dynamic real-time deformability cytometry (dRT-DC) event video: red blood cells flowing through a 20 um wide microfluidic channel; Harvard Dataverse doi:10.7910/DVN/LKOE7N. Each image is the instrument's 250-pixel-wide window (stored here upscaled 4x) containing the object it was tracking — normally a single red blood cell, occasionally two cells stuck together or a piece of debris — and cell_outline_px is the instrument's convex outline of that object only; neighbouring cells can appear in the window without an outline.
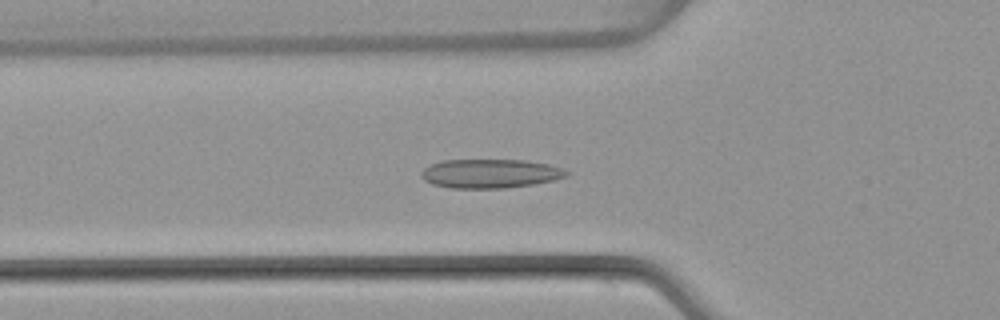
{"species": "common noctule bat (a hibernating species)", "species_latin": "Nyctalus noctula", "temperature_condition": "warm", "stored_images_in_passage": 51, "camera_frame_rate_fps": 3000, "um_per_image_px": 0.085, "animal": {"sex": "female", "body_mass_g": 22.7, "forearm_length_mm": 54.2}, "frame": {"image": 1, "passage_image": 18, "time_ms": 5.667, "image_size_px": [1000, 320], "cell_outline_px": [[568, 176], [552, 180], [532, 184], [504, 188], [452, 188], [432, 184], [424, 180], [420, 176], [420, 172], [424, 168], [432, 164], [444, 160], [524, 160], [548, 164], [564, 168], [568, 172]], "centroid_in_image_um": [41.65, 14.75], "position_along_channel_um": 84.1, "area_um2": 24.45}}
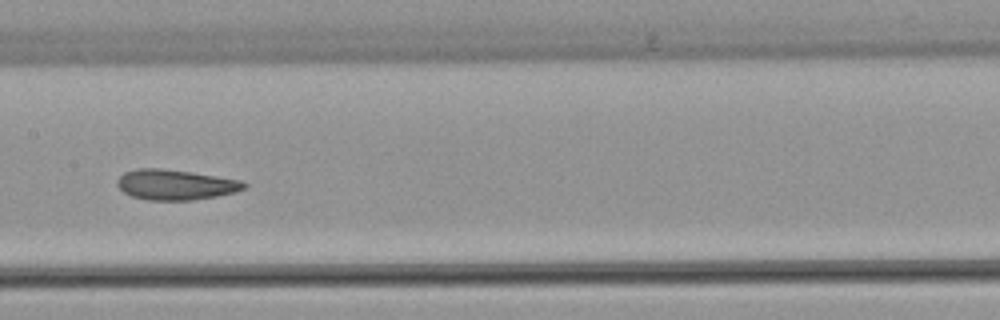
{"frame": {"image": 2, "passage_image": 26, "time_ms": 8.333, "image_size_px": [1000, 320], "cell_outline_px": [[248, 184], [244, 188], [236, 192], [216, 196], [192, 200], [148, 200], [132, 196], [124, 192], [116, 184], [116, 180], [124, 172], [136, 168], [160, 168], [192, 172], [244, 180]], "centroid_in_image_um": [14.93, 15.69], "position_along_channel_um": 192.5, "area_um2": 22.54}}
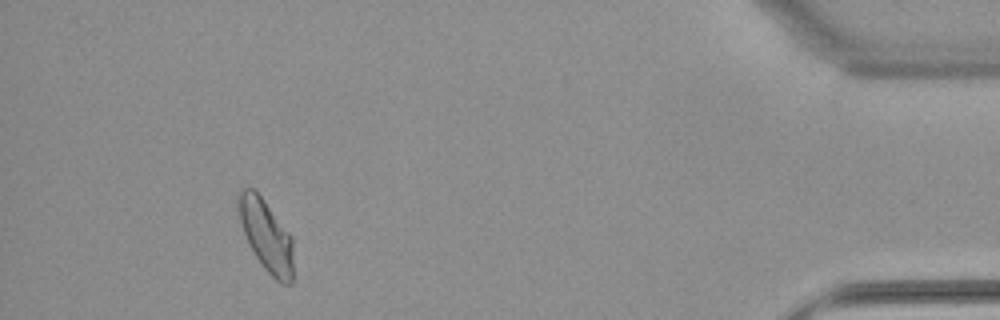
{"frame": {"image": 3, "passage_image": 47, "time_ms": 15.333, "image_size_px": [1000, 320], "cell_outline_px": [[292, 284], [280, 284], [264, 268], [248, 244], [240, 220], [236, 196], [240, 188], [252, 188], [264, 200], [292, 236]], "centroid_in_image_um": [22.61, 20.0], "position_along_channel_um": 412.6, "area_um2": 22.77}, "authors_computed_cell_mechanics": {"area_um2": 22.7732, "velocity_mm_per_s": 4.0424, "shape_relaxation_time_tau1_ms": 7.9191, "shape_relaxation_time_tau2_ms": 1.7857, "deformation_change_tau1": 0.169, "deformation_change_tau2": 0.0661}}